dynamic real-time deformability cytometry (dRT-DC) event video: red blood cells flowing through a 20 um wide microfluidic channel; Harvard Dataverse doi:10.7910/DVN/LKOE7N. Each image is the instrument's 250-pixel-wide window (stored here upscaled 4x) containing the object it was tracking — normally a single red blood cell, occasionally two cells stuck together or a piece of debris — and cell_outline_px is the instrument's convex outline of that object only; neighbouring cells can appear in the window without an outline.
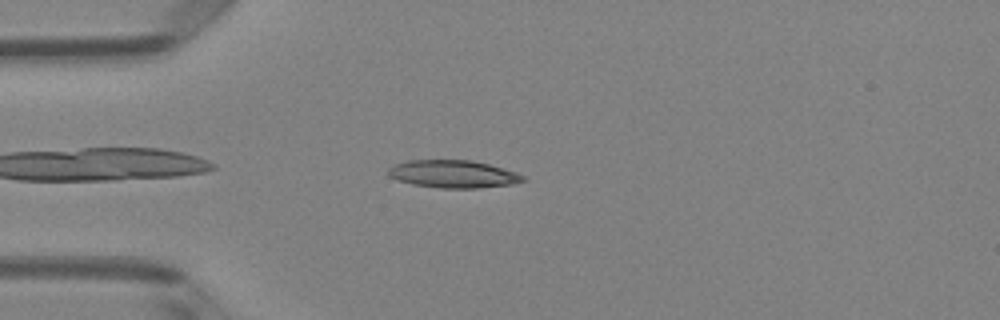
{"species": "Egyptian fruit bat (a non-hibernating species)", "species_latin": "Rousettus aegyptiacus", "temperature_condition": "room temperature", "stored_images_in_passage": 5, "camera_frame_rate_fps": 3000, "um_per_image_px": 0.085, "animal": {"sex": "female"}, "frame": {"image": 1, "passage_image": 4, "time_ms": 1.0, "image_size_px": [1000, 320], "cell_outline_px": [[528, 180], [512, 184], [480, 188], [440, 188], [412, 184], [396, 180], [388, 176], [388, 168], [396, 164], [408, 160], [472, 160], [504, 168], [516, 172], [524, 176]], "centroid_in_image_um": [38.53, 14.79], "position_along_channel_um": 46.5, "area_um2": 21.85}}